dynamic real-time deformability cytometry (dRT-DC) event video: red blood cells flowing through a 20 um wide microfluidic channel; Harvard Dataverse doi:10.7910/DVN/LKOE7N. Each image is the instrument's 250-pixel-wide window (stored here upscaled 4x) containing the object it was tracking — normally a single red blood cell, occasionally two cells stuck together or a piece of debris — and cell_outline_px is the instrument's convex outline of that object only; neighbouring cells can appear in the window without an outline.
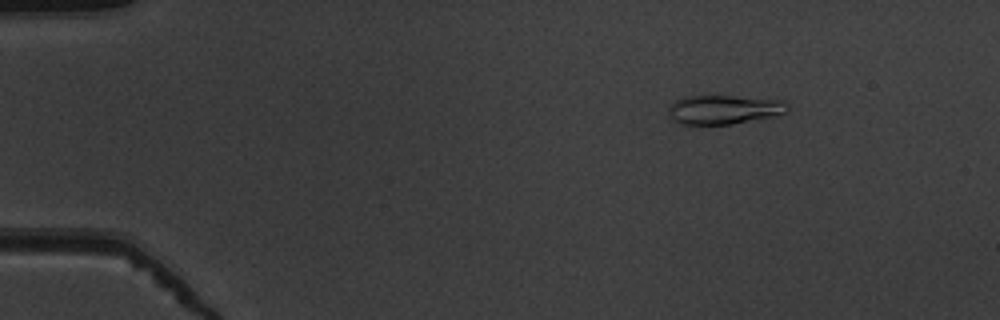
{"species": "common noctule bat (a hibernating species)", "species_latin": "Nyctalus noctula", "temperature_condition": "warm", "stored_images_in_passage": 45, "camera_frame_rate_fps": 3000, "um_per_image_px": 0.085, "animal": {"sex": "male", "body_mass_g": 19.5, "forearm_length_mm": 54.6}, "frame": {"image": 1, "passage_image": 1, "time_ms": 0.0, "image_size_px": [1000, 320], "cell_outline_px": [[788, 112], [772, 116], [732, 124], [680, 124], [672, 120], [672, 104], [676, 100], [684, 96], [732, 96], [784, 100], [788, 104]], "centroid_in_image_um": [61.59, 9.31], "position_along_channel_um": 23.4, "area_um2": 19.83}}
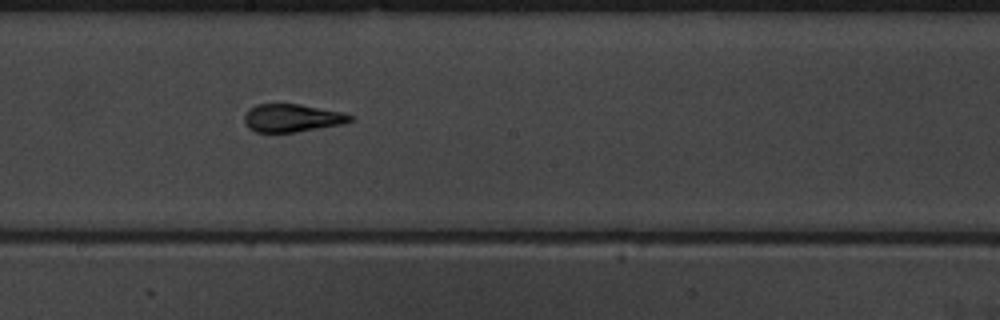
{"frame": {"image": 2, "passage_image": 23, "time_ms": 7.333, "image_size_px": [1000, 320], "cell_outline_px": [[352, 120], [344, 124], [296, 132], [256, 132], [248, 128], [244, 124], [244, 112], [248, 108], [256, 104], [300, 104], [344, 112], [352, 116]], "centroid_in_image_um": [24.79, 10.02], "position_along_channel_um": 223.4, "area_um2": 17.46}}
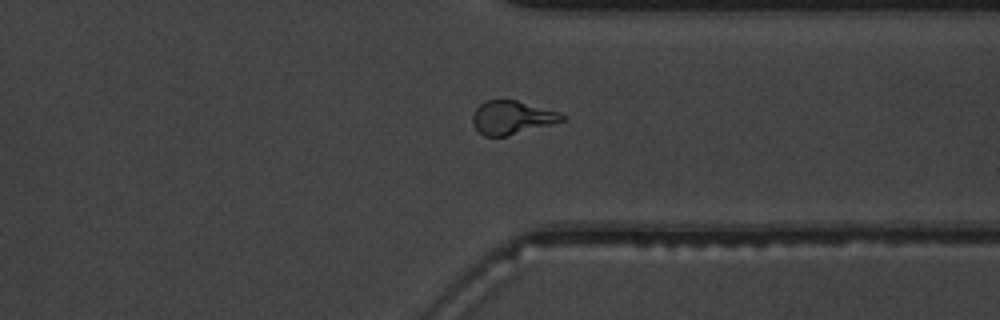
{"frame": {"image": 3, "passage_image": 34, "time_ms": 11.0, "image_size_px": [1000, 320], "cell_outline_px": [[568, 116], [564, 120], [508, 136], [484, 136], [476, 128], [472, 120], [472, 112], [484, 100], [516, 100], [560, 112]], "centroid_in_image_um": [43.51, 9.98], "position_along_channel_um": 367.9, "area_um2": 17.4}, "authors_computed_cell_mechanics": {"area_um2": 17.629, "velocity_mm_per_s": 3.9428, "shape_relaxation_time_tau1_ms": 5.1297, "shape_relaxation_time_tau2_ms": 1.4518, "deformation_change_tau1": 0.1933, "deformation_change_tau2": 0.0777}}